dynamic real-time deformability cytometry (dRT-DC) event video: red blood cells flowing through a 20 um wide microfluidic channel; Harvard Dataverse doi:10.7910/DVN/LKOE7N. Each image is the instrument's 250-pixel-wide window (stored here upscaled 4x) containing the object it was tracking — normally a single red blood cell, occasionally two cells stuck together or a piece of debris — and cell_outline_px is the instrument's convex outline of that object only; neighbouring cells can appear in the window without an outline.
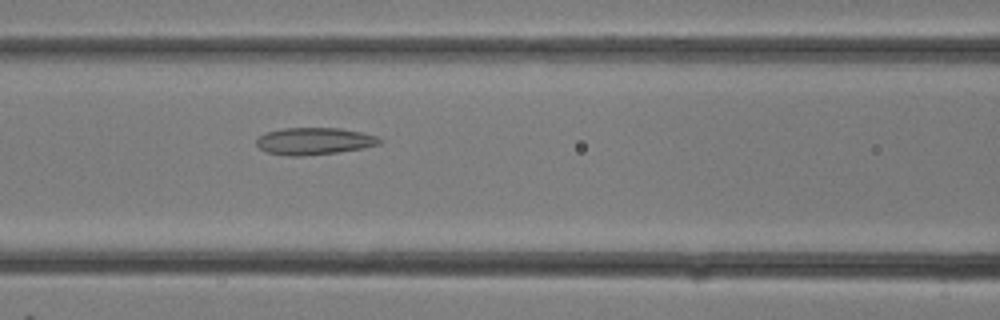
{"species": "common noctule bat (a hibernating species)", "species_latin": "Nyctalus noctula", "temperature_condition": "room temperature", "stored_images_in_passage": 7, "camera_frame_rate_fps": 3000, "um_per_image_px": 0.085, "animal": {"sex": "female"}, "frame": {"image": 1, "passage_image": 7, "time_ms": 2.0, "image_size_px": [1000, 320], "cell_outline_px": [[384, 140], [380, 144], [364, 148], [336, 152], [300, 156], [288, 156], [268, 152], [260, 148], [256, 144], [256, 140], [264, 132], [284, 128], [340, 128], [360, 132], [376, 136]], "centroid_in_image_um": [26.71, 11.99], "position_along_channel_um": 139.9, "area_um2": 19.36}}